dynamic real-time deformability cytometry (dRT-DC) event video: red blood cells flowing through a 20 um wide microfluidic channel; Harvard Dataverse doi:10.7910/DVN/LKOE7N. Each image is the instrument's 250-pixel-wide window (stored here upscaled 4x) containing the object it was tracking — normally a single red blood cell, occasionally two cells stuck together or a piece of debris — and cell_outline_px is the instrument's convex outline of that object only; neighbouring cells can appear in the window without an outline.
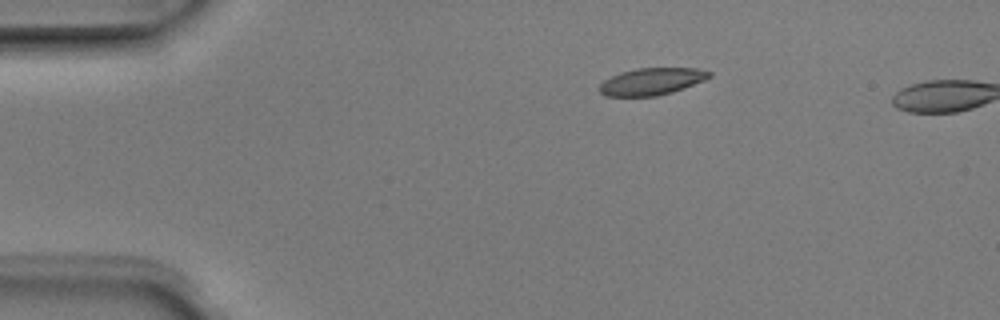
{"species": "Egyptian fruit bat (a non-hibernating species)", "species_latin": "Rousettus aegyptiacus", "temperature_condition": "room temperature", "stored_images_in_passage": 2, "camera_frame_rate_fps": 3000, "um_per_image_px": 0.085, "animal": {"sex": "male"}, "frame": {"image": 1, "passage_image": 1, "time_ms": 0.0, "image_size_px": [1000, 320], "cell_outline_px": [[712, 76], [704, 80], [684, 88], [672, 92], [656, 96], [604, 96], [596, 88], [604, 80], [620, 72], [636, 68], [696, 68], [712, 72]], "centroid_in_image_um": [55.37, 6.92], "position_along_channel_um": 29.6, "area_um2": 17.4}}